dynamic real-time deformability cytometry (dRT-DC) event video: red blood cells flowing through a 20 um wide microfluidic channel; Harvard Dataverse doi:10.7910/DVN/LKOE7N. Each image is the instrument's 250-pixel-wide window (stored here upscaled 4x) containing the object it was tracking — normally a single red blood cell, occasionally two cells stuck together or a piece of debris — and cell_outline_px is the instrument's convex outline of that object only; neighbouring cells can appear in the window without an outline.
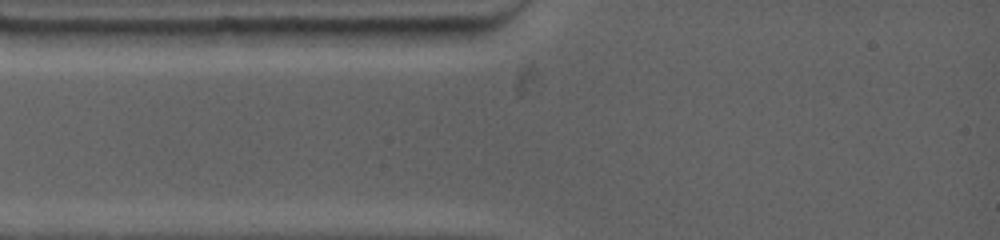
{"species": "common noctule bat (a hibernating species)", "species_latin": "Nyctalus noctula", "temperature_condition": "warm", "stored_images_in_passage": 3, "camera_frame_rate_fps": 4500, "um_per_image_px": 0.085, "animal": {"sex": "female", "body_mass_g": 19.0, "forearm_length_mm": 53.3}, "frame": {"image": 1, "passage_image": 1, "time_ms": 0.0, "image_size_px": [1000, 240], "cell_outline_px": [[476, 32], [472, 36], [444, 44], [376, 44], [360, 28], [472, 28]], "centroid_in_image_um": [35.48, 3.01], "position_along_channel_um": 49.5, "area_um2": 11.33}}